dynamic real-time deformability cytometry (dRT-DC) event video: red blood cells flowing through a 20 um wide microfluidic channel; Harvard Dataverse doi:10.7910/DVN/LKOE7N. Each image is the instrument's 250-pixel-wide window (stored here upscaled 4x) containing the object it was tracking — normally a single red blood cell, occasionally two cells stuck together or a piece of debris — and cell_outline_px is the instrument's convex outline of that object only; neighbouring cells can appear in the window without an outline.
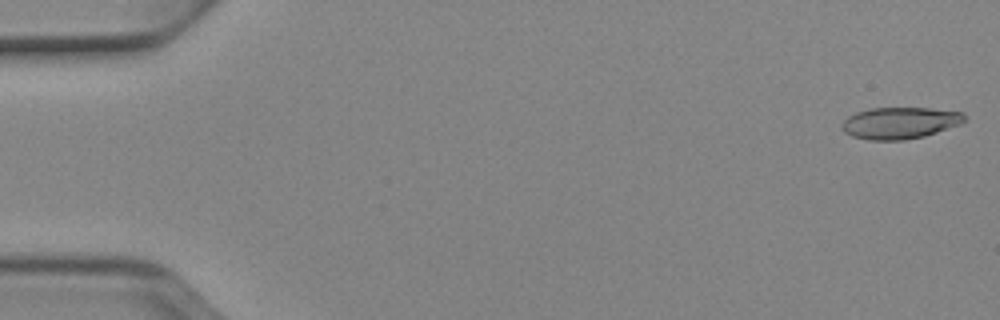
{"species": "Egyptian fruit bat (a non-hibernating species)", "species_latin": "Rousettus aegyptiacus", "temperature_condition": "cold", "stored_images_in_passage": 51, "camera_frame_rate_fps": 3000, "um_per_image_px": 0.085, "animal": {"sex": "female"}, "frame": {"image": 1, "passage_image": 1, "time_ms": 0.0, "image_size_px": [1000, 320], "cell_outline_px": [[968, 120], [960, 124], [924, 136], [904, 140], [868, 140], [852, 136], [844, 132], [840, 124], [848, 116], [856, 112], [868, 108], [932, 108], [964, 112]], "centroid_in_image_um": [76.5, 10.44], "position_along_channel_um": 8.5, "area_um2": 22.83}}
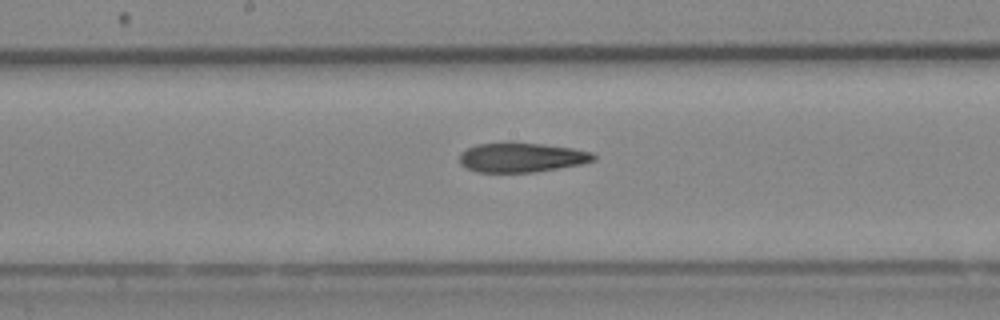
{"frame": {"image": 2, "passage_image": 27, "time_ms": 8.667, "image_size_px": [1000, 320], "cell_outline_px": [[596, 160], [584, 164], [536, 172], [476, 172], [464, 168], [460, 164], [460, 152], [476, 144], [544, 144], [572, 148], [592, 152], [596, 156]], "centroid_in_image_um": [44.36, 13.41], "position_along_channel_um": 203.8, "area_um2": 22.89}}
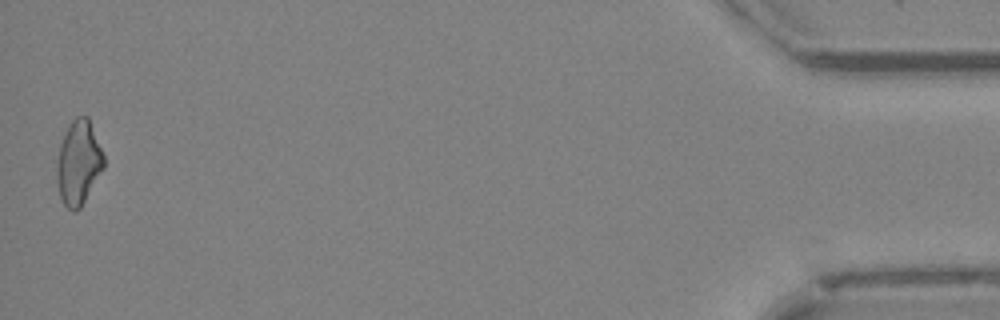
{"frame": {"image": 3, "passage_image": 51, "time_ms": 16.667, "image_size_px": [1000, 320], "cell_outline_px": [[104, 168], [80, 208], [76, 212], [72, 212], [60, 200], [56, 180], [56, 160], [60, 144], [68, 124], [76, 116], [88, 116], [104, 156]], "centroid_in_image_um": [6.65, 13.85], "position_along_channel_um": 428.6, "area_um2": 23.29}, "authors_computed_cell_mechanics": {"area_um2": 23.4668, "velocity_mm_per_s": 3.9292, "shape_relaxation_time_tau1_ms": 8.7257, "shape_relaxation_time_tau2_ms": 7.0477, "deformation_change_tau1": 0.1955, "deformation_change_tau2": 0.185}}